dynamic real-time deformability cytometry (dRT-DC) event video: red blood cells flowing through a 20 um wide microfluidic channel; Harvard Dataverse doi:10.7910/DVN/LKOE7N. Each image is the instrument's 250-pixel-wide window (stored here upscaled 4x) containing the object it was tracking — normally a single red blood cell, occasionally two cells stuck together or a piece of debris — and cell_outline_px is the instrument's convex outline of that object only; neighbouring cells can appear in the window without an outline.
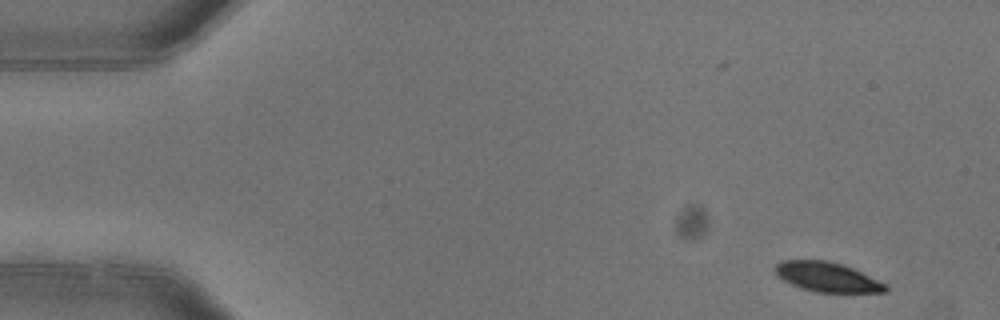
{"species": "common noctule bat (a hibernating species)", "species_latin": "Nyctalus noctula", "temperature_condition": "warm", "stored_images_in_passage": 6, "camera_frame_rate_fps": 3000, "um_per_image_px": 0.085, "animal": {"sex": "female"}, "frame": {"image": 1, "passage_image": 6, "time_ms": 1.667, "image_size_px": [1000, 320], "cell_outline_px": [[888, 288], [884, 292], [816, 292], [800, 288], [776, 276], [772, 268], [776, 264], [784, 260], [828, 260], [844, 264], [888, 284]], "centroid_in_image_um": [70.29, 23.53], "position_along_channel_um": 14.7, "area_um2": 19.25}}